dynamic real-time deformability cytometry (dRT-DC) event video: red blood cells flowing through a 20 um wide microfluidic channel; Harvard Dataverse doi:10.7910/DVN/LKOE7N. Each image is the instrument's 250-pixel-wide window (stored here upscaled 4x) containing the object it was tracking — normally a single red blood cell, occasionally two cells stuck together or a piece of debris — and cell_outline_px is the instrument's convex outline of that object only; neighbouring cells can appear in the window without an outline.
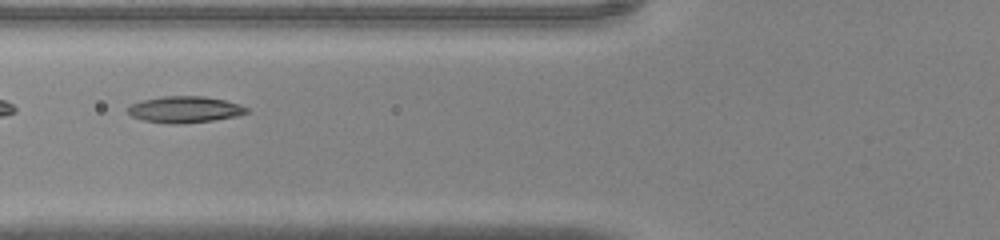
{"species": "common noctule bat (a hibernating species)", "species_latin": "Nyctalus noctula", "temperature_condition": "warm", "stored_images_in_passage": 32, "camera_frame_rate_fps": 3000, "um_per_image_px": 0.085, "animal": {"sex": "male", "body_mass_g": 20.0, "forearm_length_mm": 53.3}, "frame": {"image": 1, "passage_image": 5, "time_ms": 1.333, "image_size_px": [1000, 240], "cell_outline_px": [[248, 112], [236, 116], [212, 120], [144, 120], [132, 116], [128, 112], [128, 108], [132, 104], [140, 100], [164, 96], [204, 96], [224, 100], [240, 104], [248, 108]], "centroid_in_image_um": [15.75, 9.23], "position_along_channel_um": 110.1, "area_um2": 17.05}}
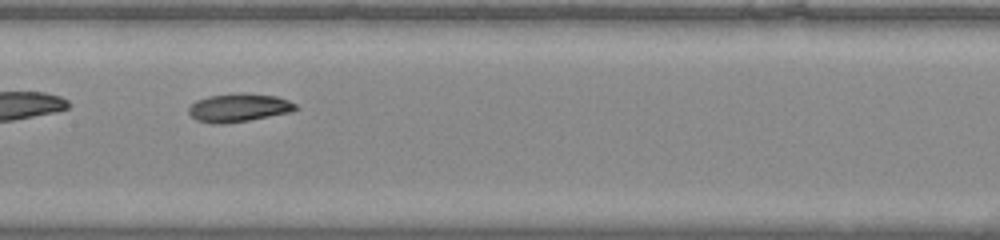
{"frame": {"image": 2, "passage_image": 10, "time_ms": 3.0, "image_size_px": [1000, 240], "cell_outline_px": [[300, 108], [292, 112], [248, 120], [224, 124], [212, 124], [196, 120], [188, 112], [188, 108], [196, 100], [208, 96], [240, 92], [276, 96], [288, 100], [296, 104]], "centroid_in_image_um": [20.3, 9.15], "position_along_channel_um": 187.1, "area_um2": 17.8}}